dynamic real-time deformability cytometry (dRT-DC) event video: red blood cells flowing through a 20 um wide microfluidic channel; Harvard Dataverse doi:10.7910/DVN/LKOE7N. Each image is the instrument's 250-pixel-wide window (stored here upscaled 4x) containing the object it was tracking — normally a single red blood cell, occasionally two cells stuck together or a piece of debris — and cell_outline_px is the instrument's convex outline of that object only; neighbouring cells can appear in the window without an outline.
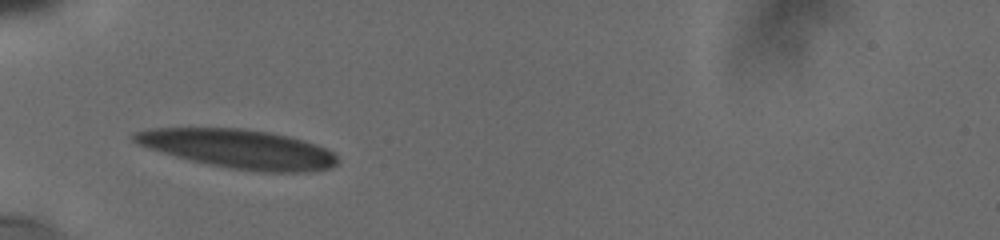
{"species": "human", "species_latin": "Homo sapiens", "temperature_condition": "cold", "stored_images_in_passage": 8, "camera_frame_rate_fps": 3000, "um_per_image_px": 0.085, "donor": {"sex": "male"}, "frame": {"image": 1, "passage_image": 1, "time_ms": 0.0, "image_size_px": [1000, 240], "cell_outline_px": [[340, 160], [332, 168], [312, 172], [260, 172], [232, 168], [208, 164], [160, 152], [136, 144], [132, 140], [132, 132], [148, 128], [244, 128], [268, 132], [288, 136], [304, 140], [328, 148]], "centroid_in_image_um": [20.3, 12.65], "position_along_channel_um": 64.7, "area_um2": 46.41}}